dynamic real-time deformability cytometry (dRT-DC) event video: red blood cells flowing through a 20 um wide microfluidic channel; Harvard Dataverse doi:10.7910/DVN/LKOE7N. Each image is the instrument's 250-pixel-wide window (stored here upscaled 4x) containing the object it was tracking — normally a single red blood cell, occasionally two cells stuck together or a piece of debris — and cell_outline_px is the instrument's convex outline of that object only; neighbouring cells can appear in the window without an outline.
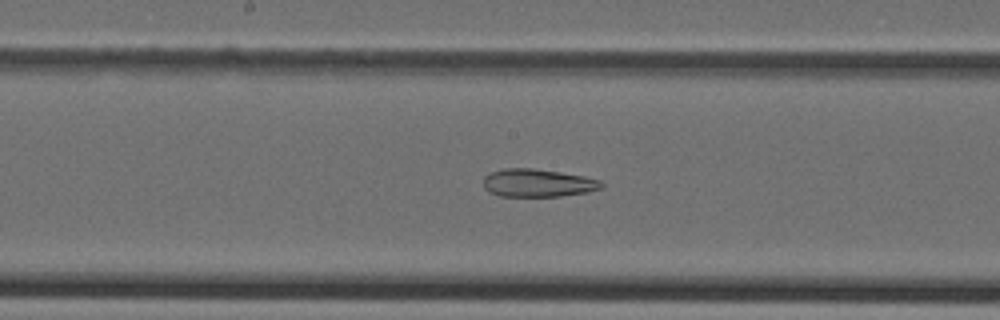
{"species": "Egyptian fruit bat (a non-hibernating species)", "species_latin": "Rousettus aegyptiacus", "temperature_condition": "cold", "stored_images_in_passage": 44, "camera_frame_rate_fps": 3000, "um_per_image_px": 0.085, "animal": {"sex": "female"}, "frame": {"image": 1, "passage_image": 22, "time_ms": 7.0, "image_size_px": [1000, 320], "cell_outline_px": [[604, 188], [588, 192], [560, 196], [500, 196], [488, 192], [484, 188], [484, 176], [492, 172], [504, 168], [532, 168], [560, 172], [584, 176], [600, 180], [604, 184]], "centroid_in_image_um": [45.73, 15.55], "position_along_channel_um": 202.5, "area_um2": 19.31}}
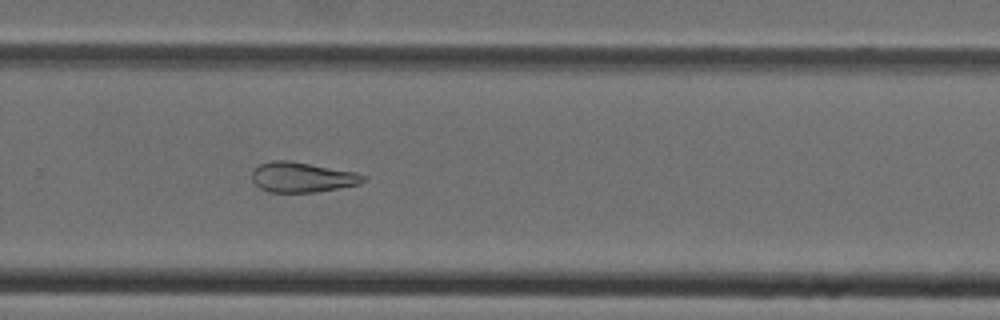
{"frame": {"image": 2, "passage_image": 29, "time_ms": 9.333, "image_size_px": [1000, 320], "cell_outline_px": [[368, 180], [360, 184], [316, 192], [268, 192], [260, 188], [252, 180], [252, 168], [260, 164], [272, 160], [288, 160], [356, 172], [368, 176]], "centroid_in_image_um": [25.7, 15.06], "position_along_channel_um": 304.1, "area_um2": 19.71}}
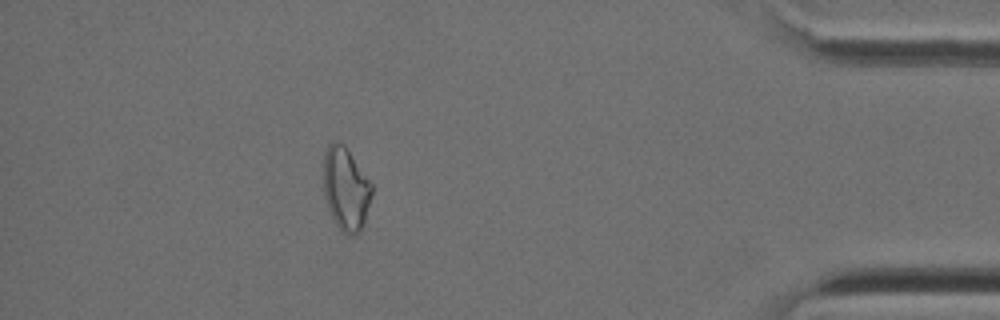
{"frame": {"image": 3, "passage_image": 39, "time_ms": 12.667, "image_size_px": [1000, 320], "cell_outline_px": [[372, 192], [364, 224], [352, 236], [344, 236], [340, 232], [328, 208], [324, 196], [324, 152], [328, 144], [332, 140], [336, 140], [344, 144], [372, 184]], "centroid_in_image_um": [29.37, 16.04], "position_along_channel_um": 405.8, "area_um2": 23.47}}